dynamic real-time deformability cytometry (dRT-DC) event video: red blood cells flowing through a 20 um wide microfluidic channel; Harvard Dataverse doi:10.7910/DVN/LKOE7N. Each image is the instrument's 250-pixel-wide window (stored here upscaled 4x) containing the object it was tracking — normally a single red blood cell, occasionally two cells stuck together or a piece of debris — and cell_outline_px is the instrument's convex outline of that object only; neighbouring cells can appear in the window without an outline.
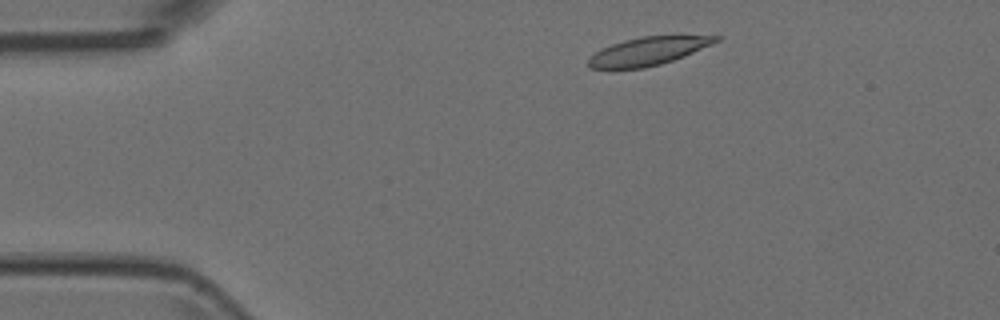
{"species": "Egyptian fruit bat (a non-hibernating species)", "species_latin": "Rousettus aegyptiacus", "temperature_condition": "room temperature", "stored_images_in_passage": 2, "camera_frame_rate_fps": 3000, "um_per_image_px": 0.085, "animal": {"sex": "female"}, "frame": {"image": 1, "passage_image": 1, "time_ms": 0.0, "image_size_px": [1000, 320], "cell_outline_px": [[720, 40], [712, 44], [684, 56], [660, 64], [644, 68], [588, 68], [588, 60], [596, 52], [612, 44], [624, 40], [640, 36], [720, 36]], "centroid_in_image_um": [55.09, 4.35], "position_along_channel_um": 29.9, "area_um2": 20.46}}